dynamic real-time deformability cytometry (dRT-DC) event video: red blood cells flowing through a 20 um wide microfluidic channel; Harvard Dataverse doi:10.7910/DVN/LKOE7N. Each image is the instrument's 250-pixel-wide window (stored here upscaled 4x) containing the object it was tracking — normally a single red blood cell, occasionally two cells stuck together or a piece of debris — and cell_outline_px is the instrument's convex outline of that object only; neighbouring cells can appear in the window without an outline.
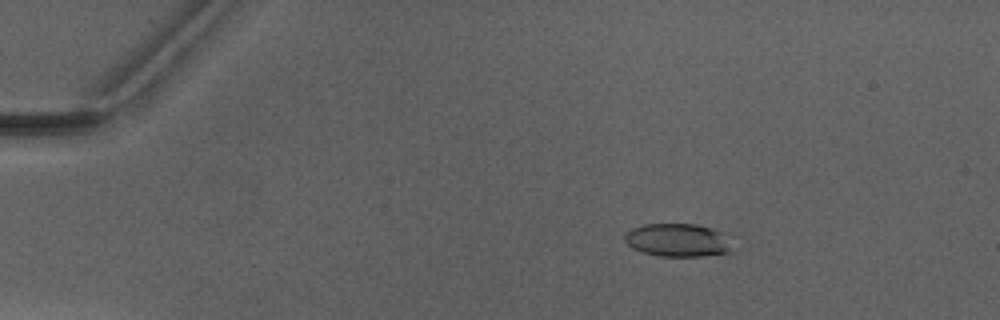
{"species": "Egyptian fruit bat (a non-hibernating species)", "species_latin": "Rousettus aegyptiacus", "temperature_condition": "warm", "stored_images_in_passage": 4, "camera_frame_rate_fps": 3000, "um_per_image_px": 0.085, "animal": {"sex": "male"}, "frame": {"image": 1, "passage_image": 3, "time_ms": 2.333, "image_size_px": [1000, 320], "cell_outline_px": [[732, 252], [704, 256], [660, 256], [644, 252], [632, 248], [624, 240], [624, 232], [632, 228], [644, 224], [696, 224], [712, 228], [728, 236]], "centroid_in_image_um": [57.6, 20.41], "position_along_channel_um": 27.4, "area_um2": 20.87}}